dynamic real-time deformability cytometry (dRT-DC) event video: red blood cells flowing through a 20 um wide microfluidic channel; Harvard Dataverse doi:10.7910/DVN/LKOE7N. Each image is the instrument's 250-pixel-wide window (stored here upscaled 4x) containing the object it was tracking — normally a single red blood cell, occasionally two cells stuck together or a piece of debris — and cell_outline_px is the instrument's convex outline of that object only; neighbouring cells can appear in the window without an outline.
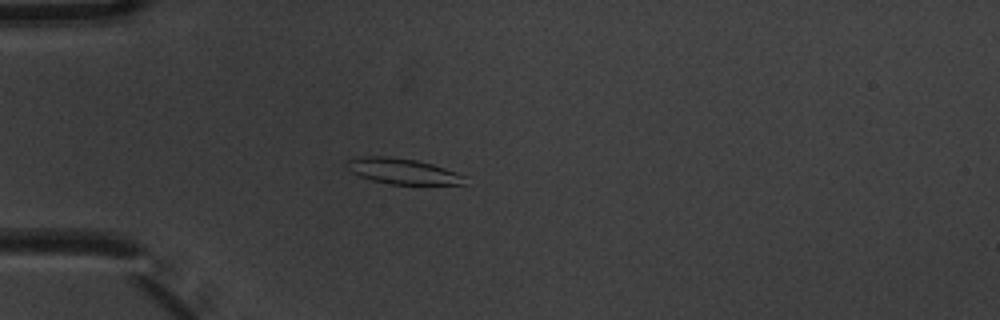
{"species": "common noctule bat (a hibernating species)", "species_latin": "Nyctalus noctula", "temperature_condition": "warm", "stored_images_in_passage": 2, "camera_frame_rate_fps": 3000, "um_per_image_px": 0.085, "animal": {"sex": "male", "body_mass_g": 20.1, "forearm_length_mm": 53.5}, "frame": {"image": 1, "passage_image": 1, "time_ms": 0.0, "image_size_px": [1000, 320], "cell_outline_px": [[468, 176], [464, 184], [392, 184], [372, 180], [360, 176], [352, 172], [344, 164], [344, 160], [364, 156], [388, 156], [416, 160], [432, 164]], "centroid_in_image_um": [34.21, 14.54], "position_along_channel_um": 50.8, "area_um2": 17.63}}